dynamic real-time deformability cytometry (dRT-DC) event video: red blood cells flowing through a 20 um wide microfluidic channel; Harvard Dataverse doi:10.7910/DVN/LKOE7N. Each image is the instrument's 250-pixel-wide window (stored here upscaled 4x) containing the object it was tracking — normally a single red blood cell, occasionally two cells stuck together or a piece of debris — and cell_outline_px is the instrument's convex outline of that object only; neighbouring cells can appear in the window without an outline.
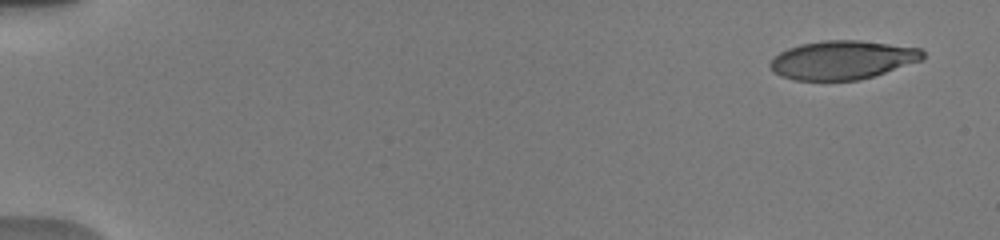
{"species": "human", "species_latin": "Homo sapiens", "temperature_condition": "warm", "stored_images_in_passage": 20, "camera_frame_rate_fps": 3000, "um_per_image_px": 0.085, "donor": {"sex": "male"}, "frame": {"image": 1, "passage_image": 3, "time_ms": 0.667, "image_size_px": [1000, 240], "cell_outline_px": [[924, 60], [860, 80], [796, 80], [780, 76], [772, 72], [768, 64], [780, 52], [788, 48], [800, 44], [824, 40], [860, 40], [920, 48], [924, 52]], "centroid_in_image_um": [71.61, 5.1], "position_along_channel_um": 13.4, "area_um2": 34.51}}